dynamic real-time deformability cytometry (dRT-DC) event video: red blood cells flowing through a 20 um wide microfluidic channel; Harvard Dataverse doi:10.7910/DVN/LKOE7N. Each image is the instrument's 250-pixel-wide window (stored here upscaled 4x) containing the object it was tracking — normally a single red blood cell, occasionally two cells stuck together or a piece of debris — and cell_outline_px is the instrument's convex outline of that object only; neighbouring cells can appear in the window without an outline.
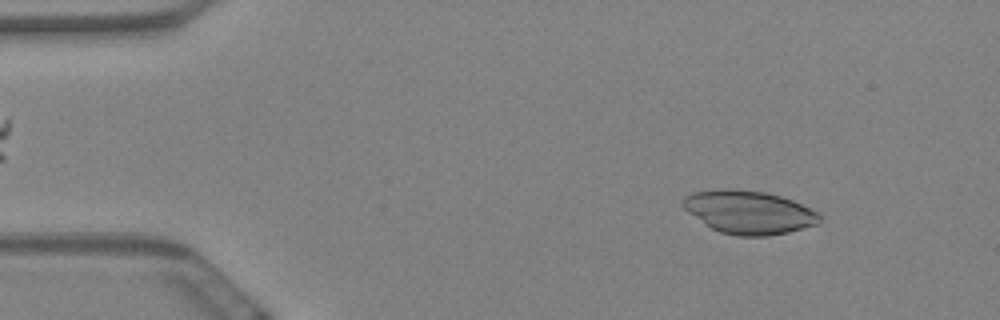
{"species": "Egyptian fruit bat (a non-hibernating species)", "species_latin": "Rousettus aegyptiacus", "temperature_condition": "warm", "stored_images_in_passage": 58, "camera_frame_rate_fps": 3000, "um_per_image_px": 0.085, "animal": {"sex": "female"}, "frame": {"image": 1, "passage_image": 7, "time_ms": 2.0, "image_size_px": [1000, 320], "cell_outline_px": [[820, 224], [788, 232], [768, 236], [736, 236], [720, 232], [712, 228], [688, 212], [680, 204], [680, 200], [684, 196], [692, 192], [732, 188], [764, 192], [780, 196], [792, 200], [820, 212]], "centroid_in_image_um": [63.66, 18.04], "position_along_channel_um": 21.3, "area_um2": 34.56}}
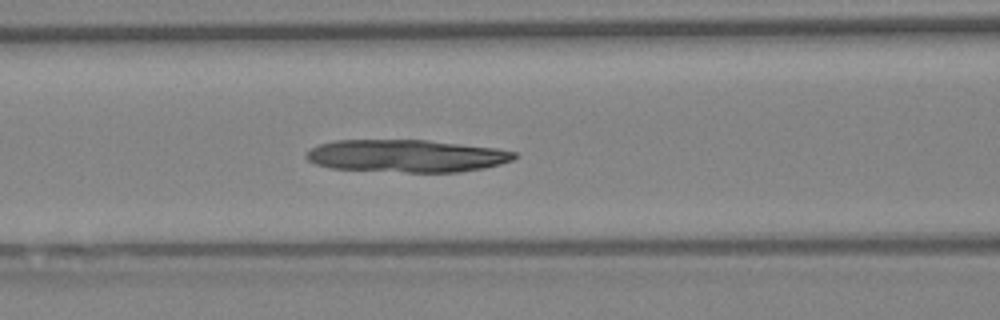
{"frame": {"image": 2, "passage_image": 24, "time_ms": 7.667, "image_size_px": [1000, 320], "cell_outline_px": [[516, 156], [512, 160], [500, 164], [484, 168], [460, 172], [408, 172], [332, 168], [316, 164], [308, 160], [304, 156], [304, 152], [320, 144], [336, 140], [428, 140], [496, 148], [516, 152]], "centroid_in_image_um": [34.54, 13.25], "position_along_channel_um": 132.1, "area_um2": 39.36}}
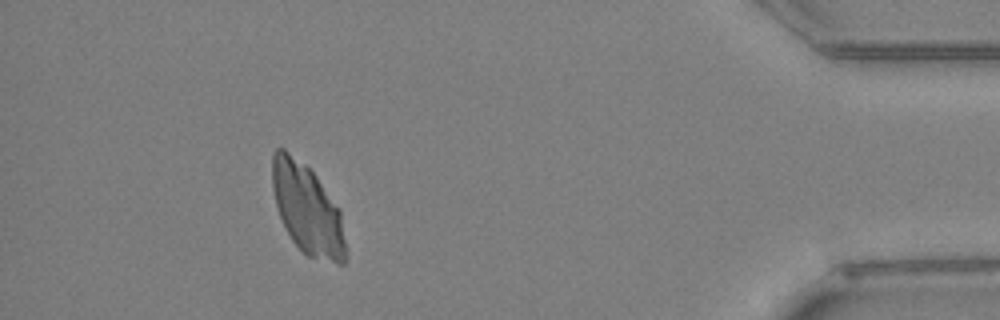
{"frame": {"image": 3, "passage_image": 53, "time_ms": 17.333, "image_size_px": [1000, 320], "cell_outline_px": [[348, 260], [344, 264], [340, 264], [308, 256], [292, 240], [284, 228], [276, 204], [272, 188], [272, 156], [276, 148], [284, 148], [304, 164], [316, 176], [340, 208]], "centroid_in_image_um": [26.14, 17.8], "position_along_channel_um": 409.1, "area_um2": 38.61}}